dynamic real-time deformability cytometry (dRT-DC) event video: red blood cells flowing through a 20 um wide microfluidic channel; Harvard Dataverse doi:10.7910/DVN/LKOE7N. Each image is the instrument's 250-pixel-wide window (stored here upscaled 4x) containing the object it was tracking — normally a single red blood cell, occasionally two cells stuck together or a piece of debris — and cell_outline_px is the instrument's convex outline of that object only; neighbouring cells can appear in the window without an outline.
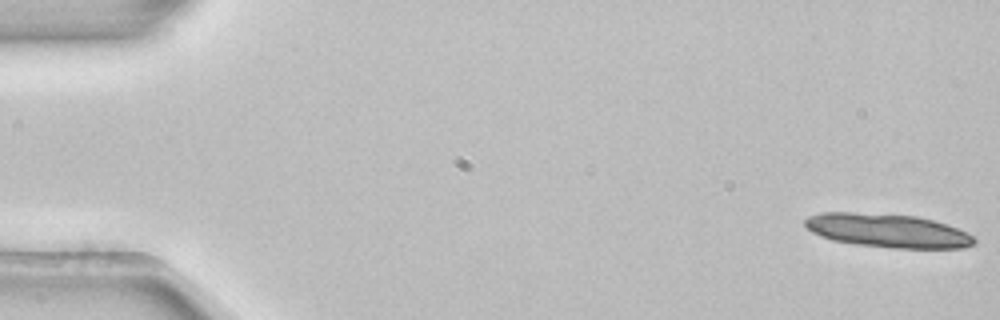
{"species": "common noctule bat (a hibernating species)", "species_latin": "Nyctalus noctula", "temperature_condition": "room temperature", "stored_images_in_passage": 5, "camera_frame_rate_fps": 3000, "um_per_image_px": 0.085, "animal": {"sex": "female", "body_mass_g": 22.7, "forearm_length_mm": 54.2}, "frame": {"image": 1, "passage_image": 1, "time_ms": 0.0, "image_size_px": [1000, 320], "cell_outline_px": [[976, 244], [964, 248], [892, 248], [856, 244], [832, 240], [820, 236], [812, 232], [804, 224], [804, 220], [808, 216], [820, 212], [852, 212], [916, 216], [932, 220], [968, 232], [976, 240]], "centroid_in_image_um": [75.43, 19.61], "position_along_channel_um": 9.6, "area_um2": 33.18}}